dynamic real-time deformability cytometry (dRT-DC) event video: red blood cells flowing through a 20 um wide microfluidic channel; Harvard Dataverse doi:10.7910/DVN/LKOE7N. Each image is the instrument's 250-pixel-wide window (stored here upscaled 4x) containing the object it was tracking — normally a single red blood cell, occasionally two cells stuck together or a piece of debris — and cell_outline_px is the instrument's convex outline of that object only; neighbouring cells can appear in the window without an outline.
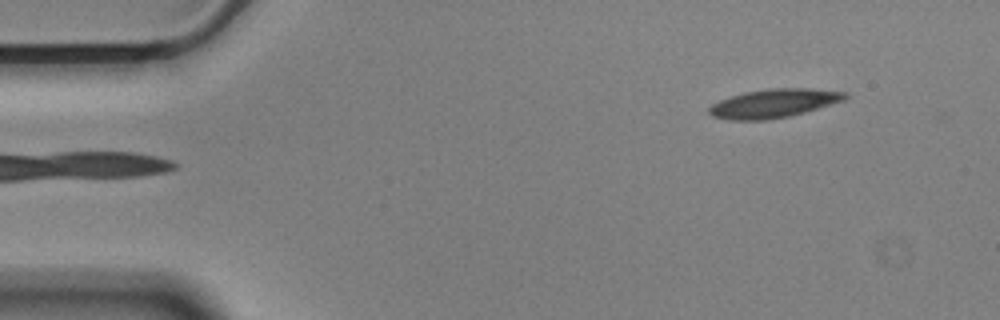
{"species": "Egyptian fruit bat (a non-hibernating species)", "species_latin": "Rousettus aegyptiacus", "temperature_condition": "cold", "stored_images_in_passage": 45, "camera_frame_rate_fps": 3000, "um_per_image_px": 0.085, "animal": {"sex": "male"}, "frame": {"image": 1, "passage_image": 1, "time_ms": 0.0, "image_size_px": [1000, 320], "cell_outline_px": [[848, 96], [844, 100], [804, 112], [788, 116], [768, 120], [728, 120], [712, 116], [708, 112], [708, 108], [712, 104], [720, 100], [744, 92], [768, 88], [808, 88], [848, 92]], "centroid_in_image_um": [65.75, 8.78], "position_along_channel_um": 19.2, "area_um2": 22.66}}
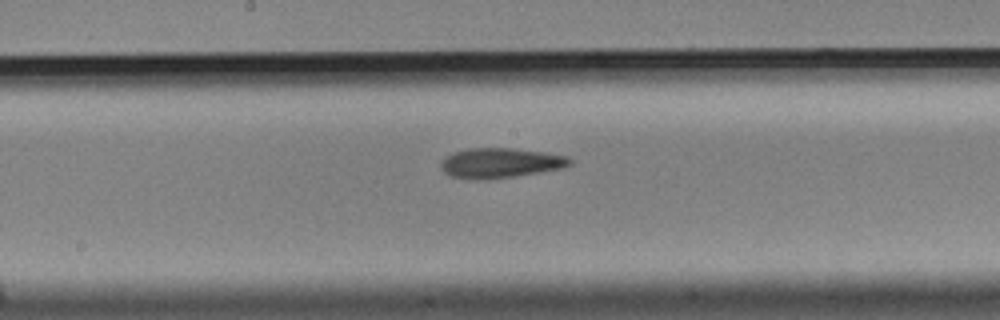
{"frame": {"image": 2, "passage_image": 24, "time_ms": 7.667, "image_size_px": [1000, 320], "cell_outline_px": [[572, 164], [560, 168], [512, 176], [480, 180], [476, 180], [452, 176], [444, 172], [440, 168], [440, 164], [448, 156], [456, 152], [468, 148], [512, 148], [544, 152], [568, 156], [572, 160]], "centroid_in_image_um": [42.53, 13.84], "position_along_channel_um": 205.7, "area_um2": 22.08}}
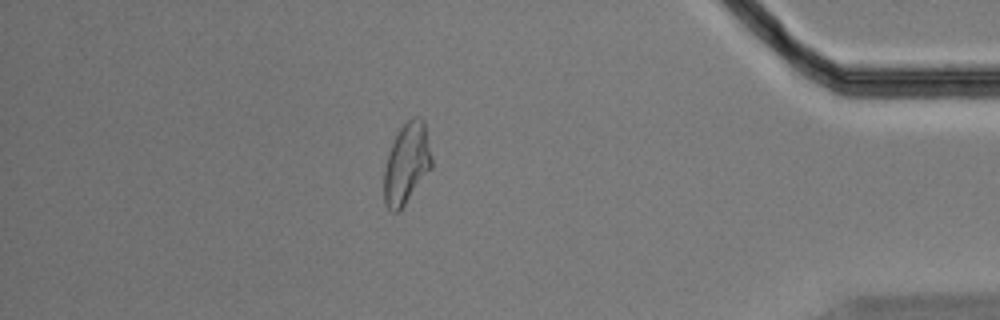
{"frame": {"image": 3, "passage_image": 44, "time_ms": 14.333, "image_size_px": [1000, 320], "cell_outline_px": [[432, 168], [400, 212], [392, 212], [384, 204], [384, 168], [392, 144], [400, 128], [412, 116], [420, 116], [424, 120], [432, 156]], "centroid_in_image_um": [34.58, 13.93], "position_along_channel_um": 400.6, "area_um2": 22.66}}